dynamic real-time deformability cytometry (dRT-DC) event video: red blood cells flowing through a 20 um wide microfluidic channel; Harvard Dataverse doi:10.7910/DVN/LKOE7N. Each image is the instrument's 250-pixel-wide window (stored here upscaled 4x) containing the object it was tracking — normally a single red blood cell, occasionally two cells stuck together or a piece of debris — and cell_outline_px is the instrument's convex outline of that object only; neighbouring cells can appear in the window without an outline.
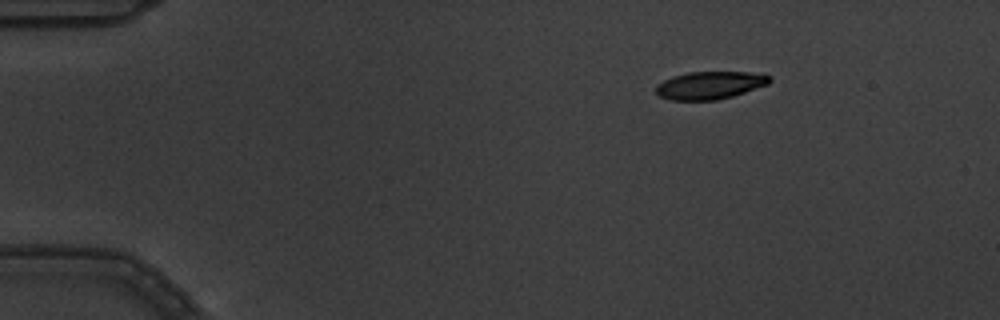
{"species": "common noctule bat (a hibernating species)", "species_latin": "Nyctalus noctula", "temperature_condition": "warm", "stored_images_in_passage": 4, "camera_frame_rate_fps": 3000, "um_per_image_px": 0.085, "animal": {"sex": "male", "body_mass_g": 19.5, "forearm_length_mm": 54.6}, "frame": {"image": 1, "passage_image": 1, "time_ms": 0.0, "image_size_px": [1000, 320], "cell_outline_px": [[772, 80], [768, 84], [732, 96], [716, 100], [668, 100], [660, 96], [656, 92], [656, 84], [672, 76], [688, 72], [748, 72], [772, 76]], "centroid_in_image_um": [60.32, 7.24], "position_along_channel_um": 24.7, "area_um2": 18.32}}